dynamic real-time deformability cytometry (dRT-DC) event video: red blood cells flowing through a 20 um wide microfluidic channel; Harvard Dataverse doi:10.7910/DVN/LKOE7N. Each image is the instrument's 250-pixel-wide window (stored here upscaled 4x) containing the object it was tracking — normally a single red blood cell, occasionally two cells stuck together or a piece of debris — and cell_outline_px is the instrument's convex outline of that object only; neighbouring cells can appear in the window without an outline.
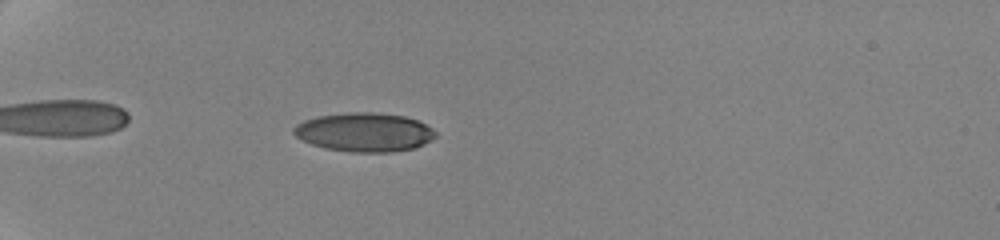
{"species": "human", "species_latin": "Homo sapiens", "temperature_condition": "cold", "stored_images_in_passage": 36, "camera_frame_rate_fps": 3000, "um_per_image_px": 0.085, "donor": {"sex": "female"}, "frame": {"image": 1, "passage_image": 16, "time_ms": 6.667, "image_size_px": [1000, 240], "cell_outline_px": [[436, 136], [432, 140], [424, 144], [412, 148], [392, 152], [352, 152], [328, 148], [312, 144], [296, 136], [292, 132], [292, 128], [296, 124], [304, 120], [316, 116], [348, 112], [372, 112], [404, 116], [420, 120], [432, 128], [436, 132]], "centroid_in_image_um": [30.99, 11.22], "position_along_channel_um": 54.0, "area_um2": 32.19}}
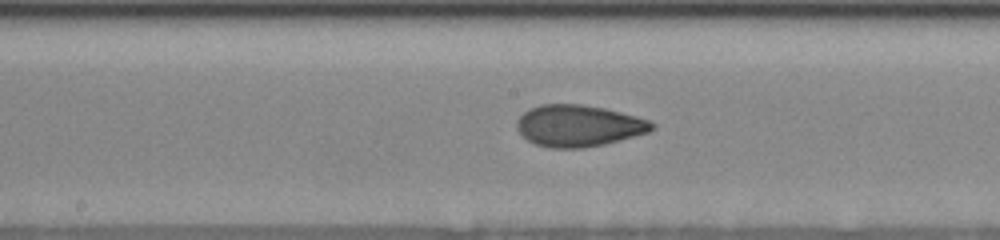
{"frame": {"image": 2, "passage_image": 27, "time_ms": 11.667, "image_size_px": [1000, 240], "cell_outline_px": [[656, 128], [648, 132], [620, 140], [604, 144], [584, 148], [552, 148], [536, 144], [528, 140], [516, 128], [516, 120], [524, 112], [540, 104], [580, 104], [604, 108], [636, 116], [648, 120], [656, 124]], "centroid_in_image_um": [49.19, 10.69], "position_along_channel_um": 199.0, "area_um2": 32.66}}
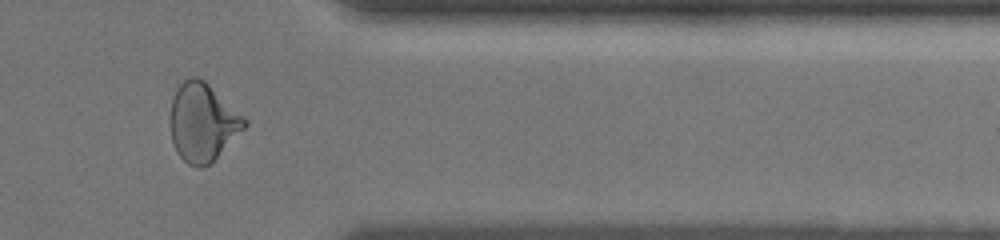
{"frame": {"image": 3, "passage_image": 34, "time_ms": 17.333, "image_size_px": [1000, 240], "cell_outline_px": [[248, 124], [204, 168], [196, 168], [188, 164], [176, 152], [172, 140], [168, 124], [168, 116], [172, 100], [176, 88], [188, 76], [196, 76], [204, 80], [244, 116], [248, 120]], "centroid_in_image_um": [17.17, 10.37], "position_along_channel_um": 394.2, "area_um2": 33.87}, "authors_computed_cell_mechanics": {"area_um2": 31.7033, "velocity_mm_per_s": 3.5335, "shape_relaxation_time_tau1_ms": 5.1388, "shape_relaxation_time_tau2_ms": 1.3636, "deformation_change_tau1": 0.1567, "deformation_change_tau2": 0.0635}}